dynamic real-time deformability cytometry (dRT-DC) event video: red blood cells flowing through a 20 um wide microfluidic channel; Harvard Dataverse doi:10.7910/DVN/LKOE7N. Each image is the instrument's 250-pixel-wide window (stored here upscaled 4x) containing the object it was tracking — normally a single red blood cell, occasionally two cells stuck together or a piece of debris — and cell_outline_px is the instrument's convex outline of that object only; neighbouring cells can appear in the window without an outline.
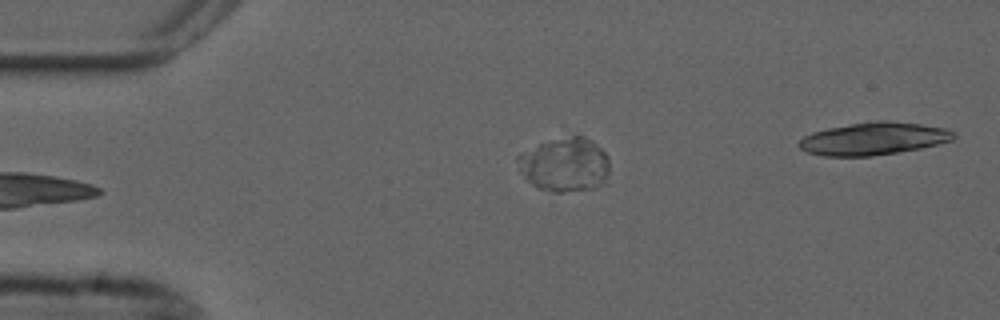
{"species": "common noctule bat (a hibernating species)", "species_latin": "Nyctalus noctula", "temperature_condition": "cold", "stored_images_in_passage": 38, "camera_frame_rate_fps": 3000, "um_per_image_px": 0.085, "animal": {"sex": "male", "forearm_length_mm": 52.5}, "frame": {"image": 1, "passage_image": 1, "time_ms": 0.0, "image_size_px": [1000, 320], "cell_outline_px": [[608, 184], [592, 188], [564, 192], [552, 192], [536, 188], [524, 176], [520, 168], [516, 156], [540, 144], [572, 136], [584, 136], [592, 140], [608, 156]], "centroid_in_image_um": [48.06, 14.03], "position_along_channel_um": 36.9, "area_um2": 28.73}}
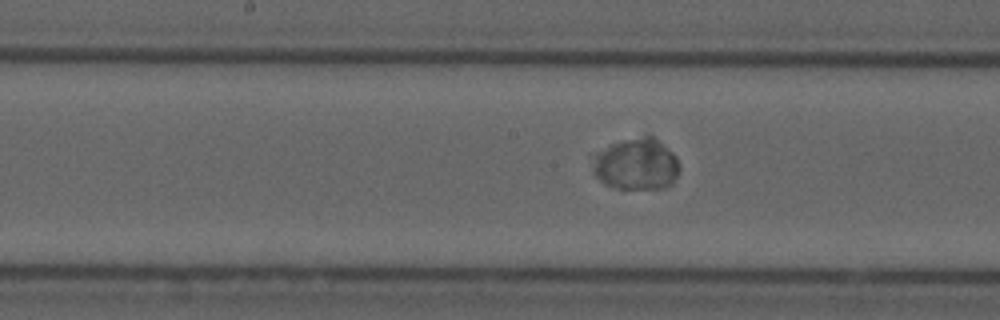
{"frame": {"image": 2, "passage_image": 17, "time_ms": 5.333, "image_size_px": [1000, 320], "cell_outline_px": [[680, 172], [672, 184], [664, 188], [616, 188], [604, 184], [592, 172], [592, 152], [612, 144], [624, 140], [644, 136], [652, 136], [672, 152], [676, 156], [680, 168]], "centroid_in_image_um": [54.05, 13.96], "position_along_channel_um": 194.1, "area_um2": 26.36}}
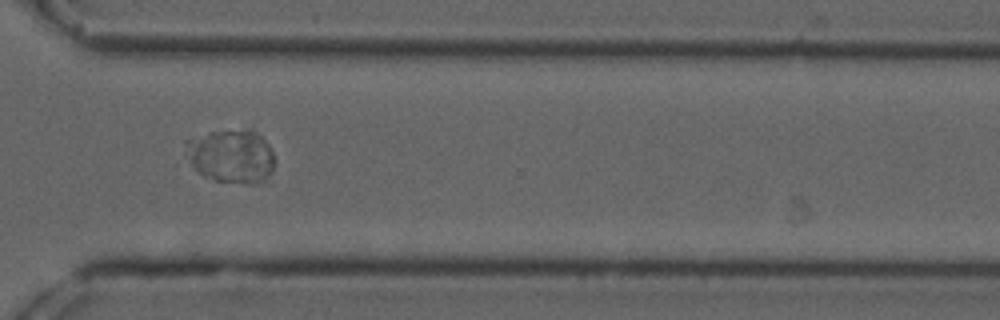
{"frame": {"image": 3, "passage_image": 30, "time_ms": 9.667, "image_size_px": [1000, 320], "cell_outline_px": [[272, 172], [264, 180], [256, 184], [248, 184], [216, 180], [204, 176], [188, 164], [184, 140], [208, 132], [248, 128], [256, 132], [268, 144], [272, 152]], "centroid_in_image_um": [19.6, 13.25], "position_along_channel_um": 351.0, "area_um2": 27.98}}